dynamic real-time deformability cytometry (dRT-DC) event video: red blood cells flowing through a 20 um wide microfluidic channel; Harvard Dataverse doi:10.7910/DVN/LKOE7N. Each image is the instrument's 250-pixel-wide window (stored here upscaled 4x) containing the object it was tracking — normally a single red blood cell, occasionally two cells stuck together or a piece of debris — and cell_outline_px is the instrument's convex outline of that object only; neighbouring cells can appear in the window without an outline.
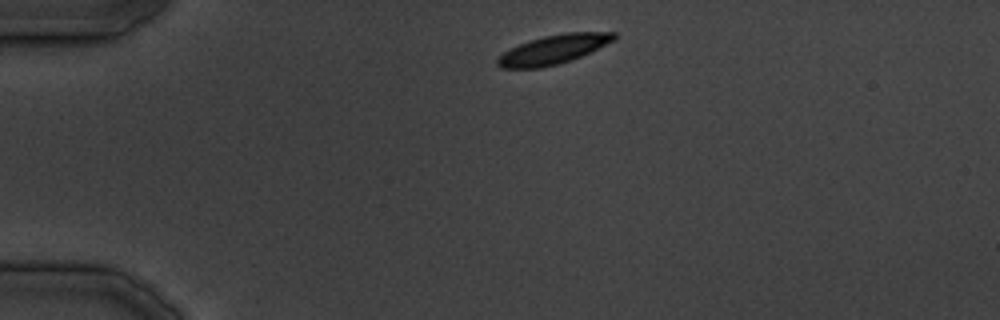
{"species": "common noctule bat (a hibernating species)", "species_latin": "Nyctalus noctula", "temperature_condition": "cold", "stored_images_in_passage": 26, "camera_frame_rate_fps": 3000, "um_per_image_px": 0.085, "animal": {"sex": "male", "body_mass_g": 19.5, "forearm_length_mm": 54.6}, "frame": {"image": 1, "passage_image": 1, "time_ms": 0.0, "image_size_px": [1000, 320], "cell_outline_px": [[616, 40], [580, 56], [556, 64], [540, 68], [500, 68], [496, 64], [496, 60], [504, 52], [520, 44], [544, 36], [568, 32], [616, 32]], "centroid_in_image_um": [47.05, 4.2], "position_along_channel_um": 37.9, "area_um2": 19.36}}
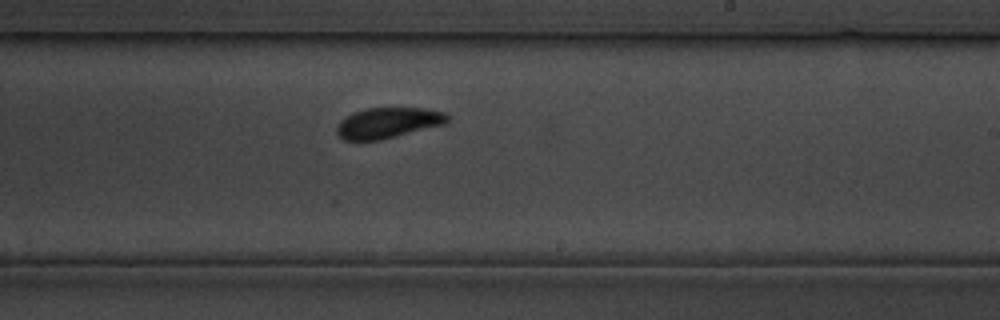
{"frame": {"image": 2, "passage_image": 16, "time_ms": 18.0, "image_size_px": [1000, 320], "cell_outline_px": [[448, 124], [380, 140], [344, 140], [336, 132], [336, 128], [340, 120], [356, 112], [368, 108], [424, 108], [448, 112]], "centroid_in_image_um": [33.05, 10.44], "position_along_channel_um": 255.9, "area_um2": 19.83}}
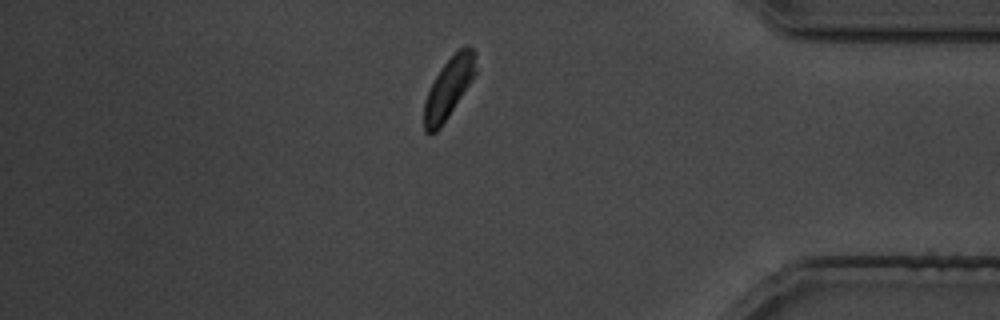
{"frame": {"image": 3, "passage_image": 25, "time_ms": 29.333, "image_size_px": [1000, 320], "cell_outline_px": [[476, 72], [448, 116], [440, 128], [436, 132], [428, 136], [424, 132], [424, 104], [428, 92], [436, 76], [444, 64], [464, 44], [468, 44], [476, 52]], "centroid_in_image_um": [38.14, 7.47], "position_along_channel_um": 397.1, "area_um2": 17.86}}